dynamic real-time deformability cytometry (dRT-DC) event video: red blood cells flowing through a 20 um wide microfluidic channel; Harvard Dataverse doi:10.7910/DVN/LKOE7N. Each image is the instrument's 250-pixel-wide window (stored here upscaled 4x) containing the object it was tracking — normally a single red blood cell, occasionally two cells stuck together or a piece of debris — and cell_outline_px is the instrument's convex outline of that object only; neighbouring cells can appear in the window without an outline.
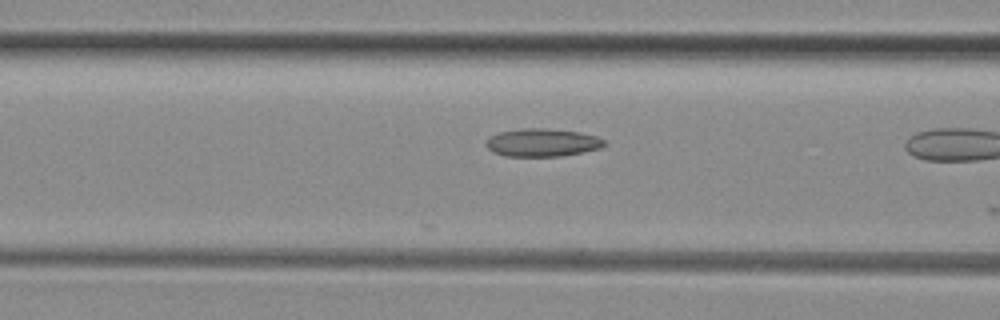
{"species": "common noctule bat (a hibernating species)", "species_latin": "Nyctalus noctula", "temperature_condition": "room temperature", "stored_images_in_passage": 12, "camera_frame_rate_fps": 3000, "um_per_image_px": 0.085, "animal": {"sex": "female", "body_mass_g": 29.2, "forearm_length_mm": 56.3}, "frame": {"image": 1, "passage_image": 11, "time_ms": 3.333, "image_size_px": [1000, 320], "cell_outline_px": [[608, 144], [600, 148], [560, 156], [504, 156], [492, 152], [484, 144], [492, 136], [500, 132], [520, 128], [544, 128], [580, 132], [596, 136], [604, 140]], "centroid_in_image_um": [46.09, 12.11], "position_along_channel_um": 120.5, "area_um2": 19.19}}